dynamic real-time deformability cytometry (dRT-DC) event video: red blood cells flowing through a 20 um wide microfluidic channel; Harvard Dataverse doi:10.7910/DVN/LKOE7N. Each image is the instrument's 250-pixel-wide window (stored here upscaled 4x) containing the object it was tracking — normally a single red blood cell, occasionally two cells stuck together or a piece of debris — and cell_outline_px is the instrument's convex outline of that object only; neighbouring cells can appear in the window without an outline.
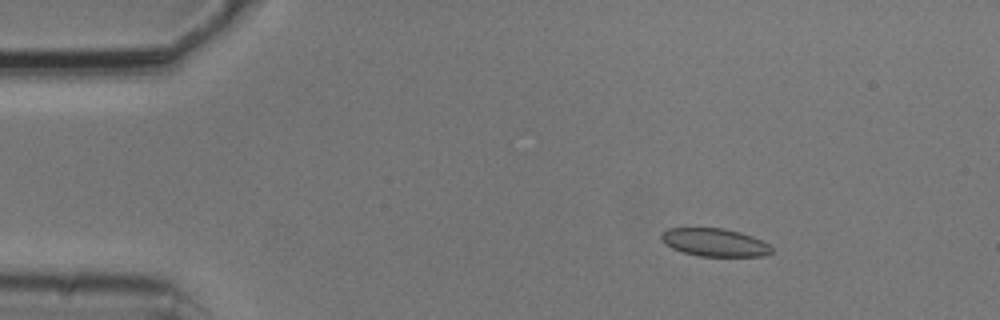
{"species": "common noctule bat (a hibernating species)", "species_latin": "Nyctalus noctula", "temperature_condition": "cold", "stored_images_in_passage": 6, "camera_frame_rate_fps": 3000, "um_per_image_px": 0.085, "animal": {"sex": "male", "body_mass_g": 20.5, "forearm_length_mm": 52.5}, "frame": {"image": 1, "passage_image": 2, "time_ms": 0.333, "image_size_px": [1000, 320], "cell_outline_px": [[772, 252], [764, 256], [700, 256], [684, 252], [672, 248], [664, 244], [660, 240], [660, 232], [668, 228], [724, 228], [740, 232], [752, 236], [768, 244], [772, 248]], "centroid_in_image_um": [60.7, 20.6], "position_along_channel_um": 24.3, "area_um2": 18.03}}
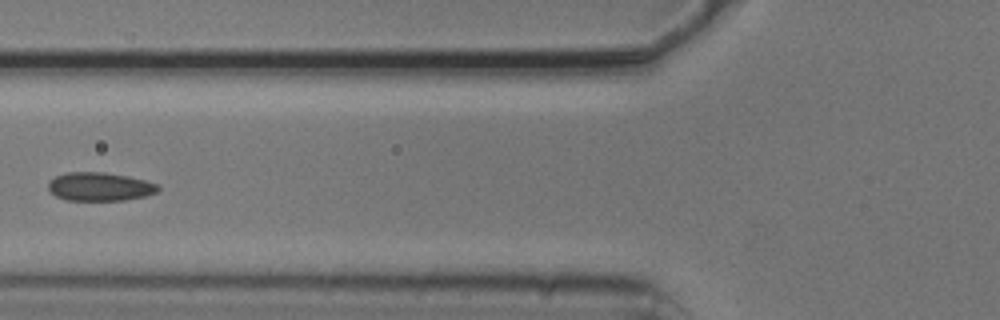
{"frame": {"image": 2, "passage_image": 5, "time_ms": 1.333, "image_size_px": [1000, 320], "cell_outline_px": [[160, 188], [156, 192], [144, 196], [124, 200], [68, 200], [56, 196], [48, 188], [48, 184], [56, 176], [68, 172], [104, 172], [128, 176], [160, 184]], "centroid_in_image_um": [8.51, 15.86], "position_along_channel_um": 117.3, "area_um2": 18.09}}
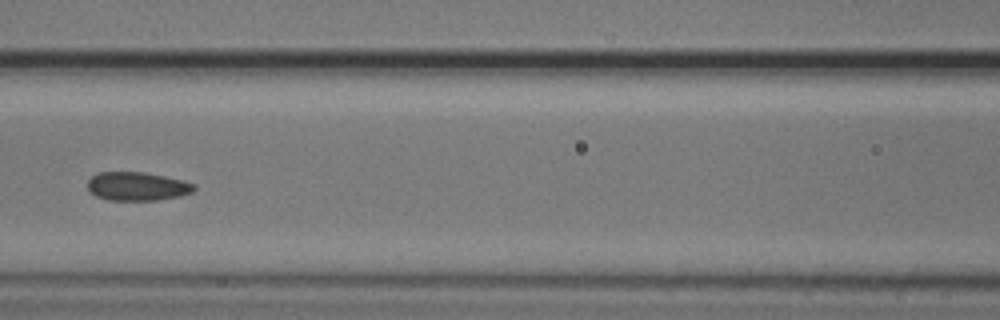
{"frame": {"image": 3, "passage_image": 6, "time_ms": 1.667, "image_size_px": [1000, 320], "cell_outline_px": [[196, 188], [192, 192], [180, 196], [156, 200], [108, 200], [96, 196], [88, 188], [88, 180], [96, 172], [144, 172], [184, 180], [196, 184]], "centroid_in_image_um": [11.68, 15.83], "position_along_channel_um": 154.9, "area_um2": 17.8}}